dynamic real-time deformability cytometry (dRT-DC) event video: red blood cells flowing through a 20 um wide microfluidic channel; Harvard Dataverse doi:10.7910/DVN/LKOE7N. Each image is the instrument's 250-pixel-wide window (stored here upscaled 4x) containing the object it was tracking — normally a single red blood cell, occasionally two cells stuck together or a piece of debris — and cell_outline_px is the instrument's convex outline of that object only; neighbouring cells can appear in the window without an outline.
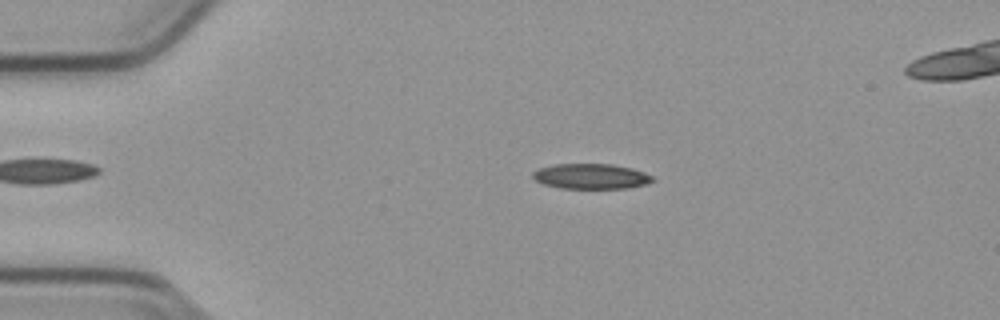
{"species": "common noctule bat (a hibernating species)", "species_latin": "Nyctalus noctula", "temperature_condition": "cold", "stored_images_in_passage": 54, "camera_frame_rate_fps": 3000, "um_per_image_px": 0.085, "animal": {"sex": "male", "body_mass_g": 23.1, "forearm_length_mm": 52.7}, "frame": {"image": 1, "passage_image": 11, "time_ms": 3.333, "image_size_px": [1000, 320], "cell_outline_px": [[656, 180], [648, 184], [628, 188], [560, 188], [544, 184], [536, 180], [532, 176], [532, 172], [540, 168], [552, 164], [612, 164], [632, 168], [644, 172], [652, 176]], "centroid_in_image_um": [50.27, 14.98], "position_along_channel_um": 34.7, "area_um2": 17.69}}
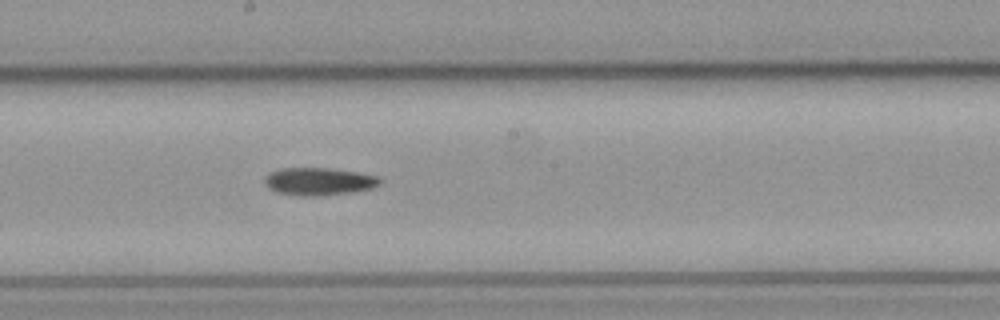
{"frame": {"image": 2, "passage_image": 29, "time_ms": 9.333, "image_size_px": [1000, 320], "cell_outline_px": [[380, 184], [372, 188], [352, 192], [324, 196], [300, 196], [276, 192], [268, 188], [264, 184], [264, 176], [280, 168], [328, 168], [356, 172], [380, 176]], "centroid_in_image_um": [27.08, 15.43], "position_along_channel_um": 221.1, "area_um2": 18.73}}
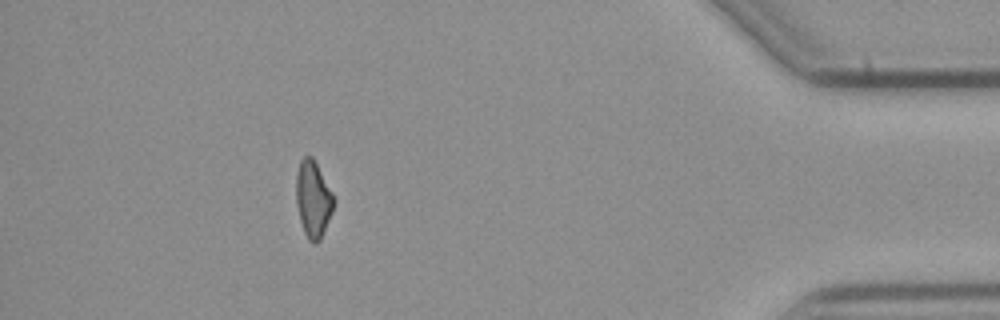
{"frame": {"image": 3, "passage_image": 48, "time_ms": 15.667, "image_size_px": [1000, 320], "cell_outline_px": [[332, 212], [320, 240], [316, 244], [312, 244], [308, 240], [304, 232], [300, 220], [296, 200], [296, 172], [300, 160], [304, 156], [312, 156], [332, 192]], "centroid_in_image_um": [26.58, 16.93], "position_along_channel_um": 408.6, "area_um2": 16.53}}